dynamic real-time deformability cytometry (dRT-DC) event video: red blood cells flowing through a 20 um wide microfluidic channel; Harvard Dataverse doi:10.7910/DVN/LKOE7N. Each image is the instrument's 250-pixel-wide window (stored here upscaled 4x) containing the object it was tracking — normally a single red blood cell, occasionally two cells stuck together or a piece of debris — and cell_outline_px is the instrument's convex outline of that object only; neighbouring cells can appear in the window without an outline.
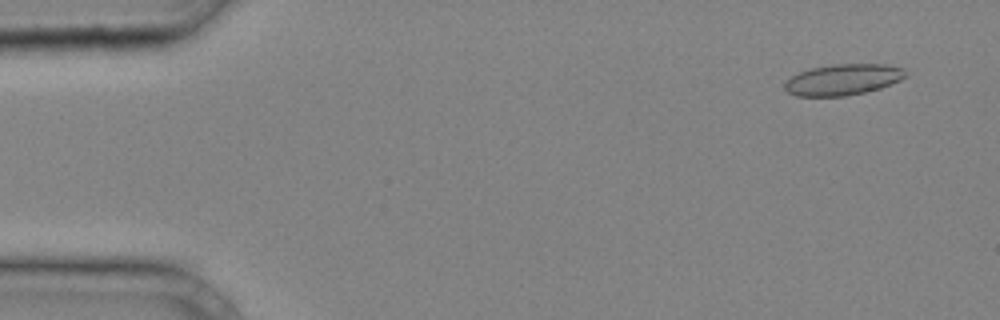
{"species": "common noctule bat (a hibernating species)", "species_latin": "Nyctalus noctula", "temperature_condition": "cold", "stored_images_in_passage": 35, "camera_frame_rate_fps": 3000, "um_per_image_px": 0.085, "animal": {"sex": "male", "body_mass_g": 20.4}, "frame": {"image": 1, "passage_image": 3, "time_ms": 0.667, "image_size_px": [1000, 320], "cell_outline_px": [[908, 76], [900, 80], [880, 88], [864, 92], [844, 96], [796, 96], [788, 92], [784, 88], [784, 84], [792, 76], [800, 72], [812, 68], [832, 64], [884, 64], [904, 68]], "centroid_in_image_um": [71.67, 6.76], "position_along_channel_um": 13.3, "area_um2": 21.79}}
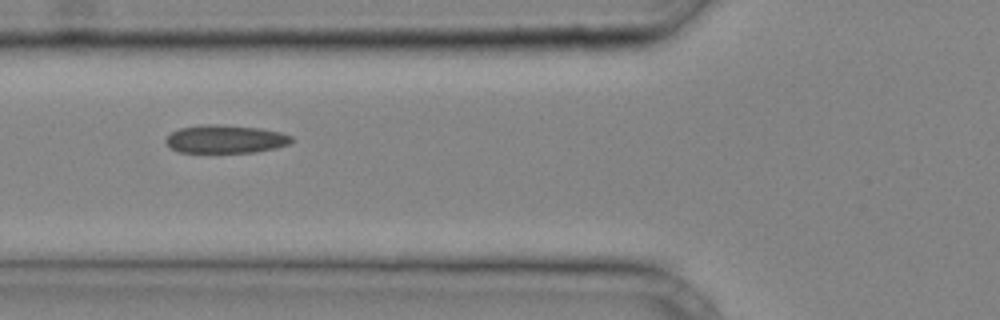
{"frame": {"image": 2, "passage_image": 15, "time_ms": 4.667, "image_size_px": [1000, 320], "cell_outline_px": [[292, 140], [288, 144], [276, 148], [256, 152], [176, 152], [164, 140], [172, 132], [180, 128], [208, 124], [216, 124], [260, 128], [280, 132], [292, 136]], "centroid_in_image_um": [19.17, 11.82], "position_along_channel_um": 106.6, "area_um2": 20.46}}
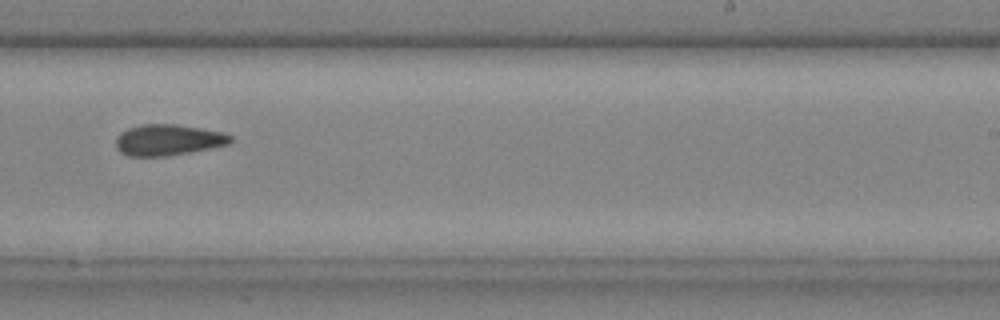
{"frame": {"image": 3, "passage_image": 25, "time_ms": 8.0, "image_size_px": [1000, 320], "cell_outline_px": [[232, 140], [228, 144], [168, 156], [128, 156], [120, 152], [116, 148], [116, 140], [120, 132], [128, 128], [140, 124], [176, 124], [200, 128], [220, 132], [232, 136]], "centroid_in_image_um": [14.23, 11.89], "position_along_channel_um": 274.8, "area_um2": 20.58}}